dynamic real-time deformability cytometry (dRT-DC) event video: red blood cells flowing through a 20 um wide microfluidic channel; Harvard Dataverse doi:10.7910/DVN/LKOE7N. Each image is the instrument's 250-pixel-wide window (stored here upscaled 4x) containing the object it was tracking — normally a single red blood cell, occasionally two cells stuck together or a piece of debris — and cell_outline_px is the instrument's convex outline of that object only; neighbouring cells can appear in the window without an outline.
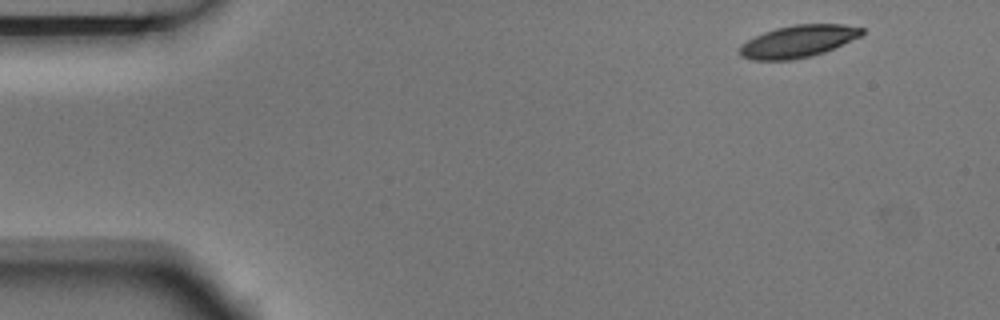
{"species": "Egyptian fruit bat (a non-hibernating species)", "species_latin": "Rousettus aegyptiacus", "temperature_condition": "room temperature", "stored_images_in_passage": 5, "segment_of_instrument_passage": [1, 2], "camera_frame_rate_fps": 3000, "um_per_image_px": 0.085, "animal": {"sex": "male"}, "frame": {"image": 1, "passage_image": 1, "time_ms": 0.0, "image_size_px": [1000, 320], "cell_outline_px": [[864, 32], [860, 36], [824, 52], [812, 56], [792, 60], [752, 60], [740, 56], [740, 44], [764, 32], [776, 28], [796, 24], [844, 24], [864, 28]], "centroid_in_image_um": [67.83, 3.51], "position_along_channel_um": 17.2, "area_um2": 22.83}}
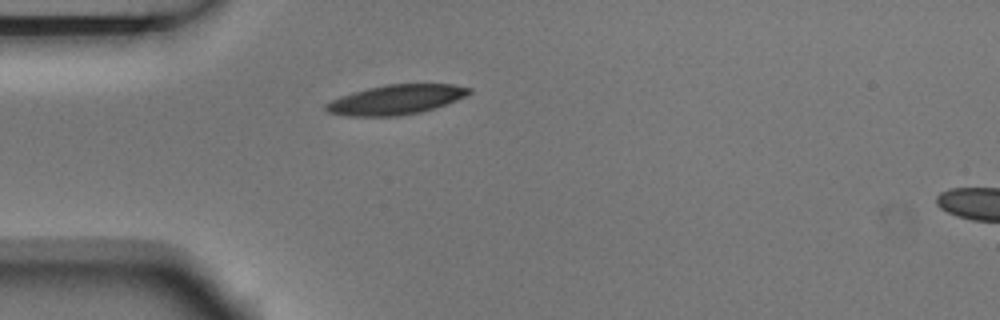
{"frame": {"image": 2, "passage_image": 4, "time_ms": 1.0, "image_size_px": [1000, 320], "cell_outline_px": [[472, 92], [456, 100], [436, 108], [420, 112], [400, 116], [348, 116], [328, 112], [324, 108], [324, 104], [340, 96], [352, 92], [368, 88], [388, 84], [452, 84], [472, 88]], "centroid_in_image_um": [33.65, 8.47], "position_along_channel_um": 51.3, "area_um2": 24.74}}